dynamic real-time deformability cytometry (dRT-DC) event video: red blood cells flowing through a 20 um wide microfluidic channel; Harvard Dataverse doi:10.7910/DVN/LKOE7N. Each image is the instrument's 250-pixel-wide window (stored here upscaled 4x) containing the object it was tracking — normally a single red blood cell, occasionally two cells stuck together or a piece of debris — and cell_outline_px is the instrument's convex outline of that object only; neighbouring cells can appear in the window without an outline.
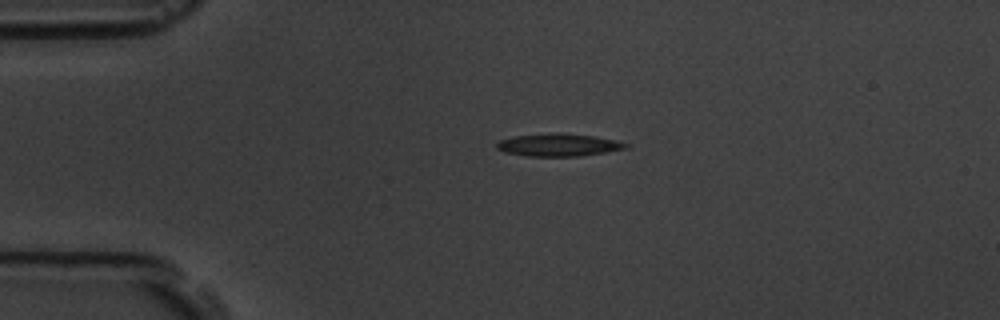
{"species": "common noctule bat (a hibernating species)", "species_latin": "Nyctalus noctula", "temperature_condition": "room temperature", "stored_images_in_passage": 44, "camera_frame_rate_fps": 3000, "um_per_image_px": 0.085, "animal": {"sex": "male", "body_mass_g": 19.5, "forearm_length_mm": 54.6}, "frame": {"image": 1, "passage_image": 1, "time_ms": 0.0, "image_size_px": [1000, 320], "cell_outline_px": [[628, 148], [604, 152], [576, 156], [528, 156], [504, 152], [496, 148], [496, 144], [500, 140], [516, 136], [596, 136], [616, 140], [628, 144]], "centroid_in_image_um": [47.48, 12.37], "position_along_channel_um": 37.5, "area_um2": 15.72}}
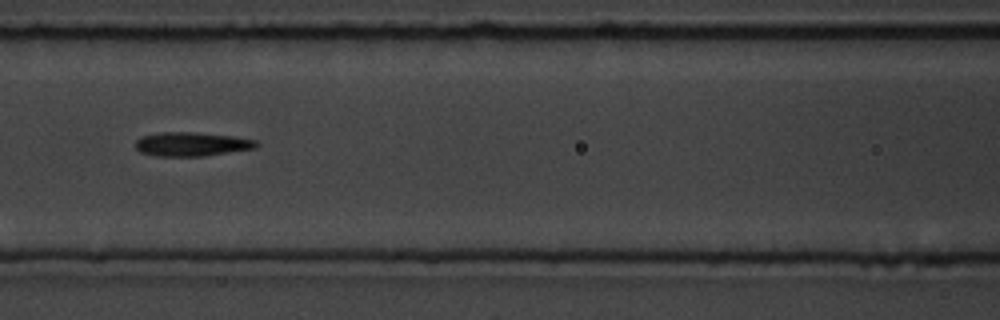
{"frame": {"image": 2, "passage_image": 13, "time_ms": 4.0, "image_size_px": [1000, 320], "cell_outline_px": [[260, 144], [256, 148], [204, 156], [156, 156], [140, 152], [136, 148], [136, 140], [144, 136], [160, 132], [192, 132], [232, 136], [256, 140]], "centroid_in_image_um": [16.31, 12.25], "position_along_channel_um": 150.3, "area_um2": 16.82}}
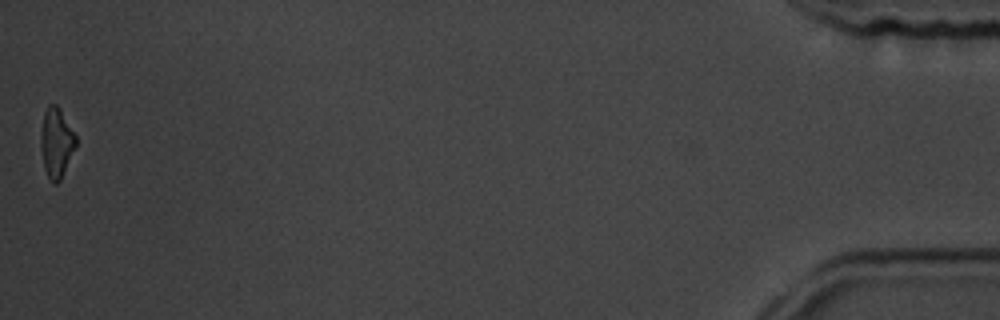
{"frame": {"image": 3, "passage_image": 44, "time_ms": 14.333, "image_size_px": [1000, 320], "cell_outline_px": [[76, 148], [60, 180], [56, 184], [52, 184], [44, 168], [40, 144], [40, 132], [44, 112], [48, 104], [56, 104], [60, 108], [76, 136]], "centroid_in_image_um": [4.78, 12.12], "position_along_channel_um": 430.4, "area_um2": 14.39}, "authors_computed_cell_mechanics": {"area_um2": 15.895, "velocity_mm_per_s": 3.666, "shape_relaxation_time_tau1_ms": 2.4323, "shape_relaxation_time_tau2_ms": null, "deformation_change_tau1": 0.1174, "deformation_change_tau2": null}}